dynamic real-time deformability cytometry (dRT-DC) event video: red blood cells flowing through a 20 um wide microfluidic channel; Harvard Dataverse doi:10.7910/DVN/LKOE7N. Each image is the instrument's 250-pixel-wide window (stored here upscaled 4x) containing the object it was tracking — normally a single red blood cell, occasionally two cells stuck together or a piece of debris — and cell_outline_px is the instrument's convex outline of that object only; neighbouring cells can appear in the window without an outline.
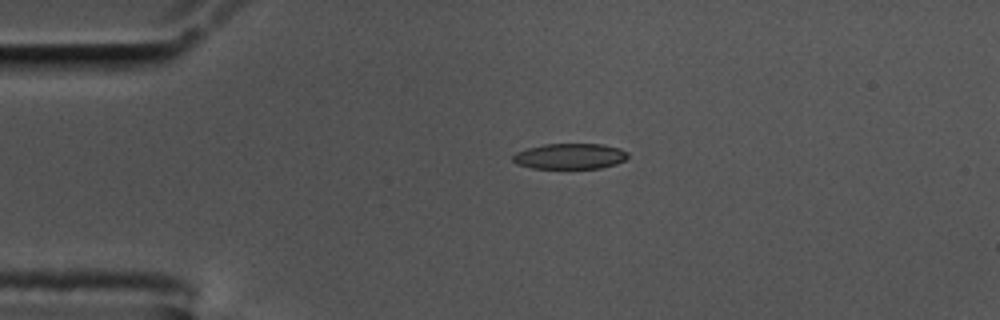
{"species": "common noctule bat (a hibernating species)", "species_latin": "Nyctalus noctula", "temperature_condition": "cold", "stored_images_in_passage": 45, "camera_frame_rate_fps": 3000, "um_per_image_px": 0.085, "animal": {"sex": "male", "body_mass_g": 17.5, "forearm_length_mm": 52.3}, "frame": {"image": 1, "passage_image": 1, "time_ms": 0.0, "image_size_px": [1000, 320], "cell_outline_px": [[628, 156], [624, 160], [616, 164], [600, 168], [532, 168], [516, 164], [512, 160], [512, 156], [516, 152], [528, 148], [544, 144], [604, 144], [620, 148], [628, 152]], "centroid_in_image_um": [48.44, 13.28], "position_along_channel_um": 36.6, "area_um2": 17.22}}
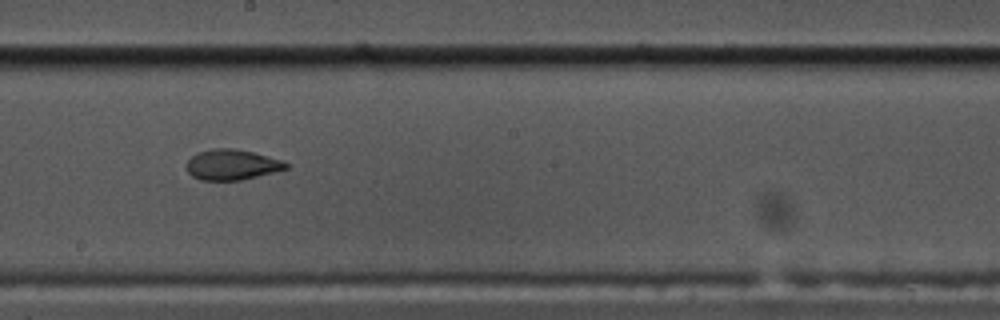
{"frame": {"image": 2, "passage_image": 20, "time_ms": 6.333, "image_size_px": [1000, 320], "cell_outline_px": [[288, 168], [240, 180], [200, 180], [192, 176], [188, 172], [184, 164], [196, 152], [212, 148], [236, 148], [284, 160], [288, 164]], "centroid_in_image_um": [19.66, 13.98], "position_along_channel_um": 228.5, "area_um2": 17.74}}
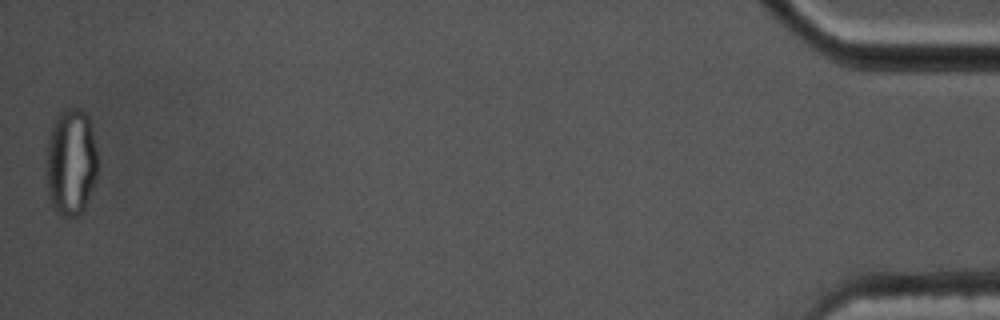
{"frame": {"image": 3, "passage_image": 45, "time_ms": 14.667, "image_size_px": [1000, 320], "cell_outline_px": [[96, 176], [92, 188], [84, 208], [76, 216], [64, 216], [52, 208], [48, 192], [44, 168], [48, 140], [56, 116], [64, 108], [80, 108], [88, 116], [92, 132], [96, 152]], "centroid_in_image_um": [5.99, 13.77], "position_along_channel_um": 429.2, "area_um2": 32.08}, "authors_computed_cell_mechanics": {"area_um2": 18.5538, "velocity_mm_per_s": 3.5484, "shape_relaxation_time_tau1_ms": null, "shape_relaxation_time_tau2_ms": 2.3432, "deformation_change_tau1": null, "deformation_change_tau2": 0.0714}}